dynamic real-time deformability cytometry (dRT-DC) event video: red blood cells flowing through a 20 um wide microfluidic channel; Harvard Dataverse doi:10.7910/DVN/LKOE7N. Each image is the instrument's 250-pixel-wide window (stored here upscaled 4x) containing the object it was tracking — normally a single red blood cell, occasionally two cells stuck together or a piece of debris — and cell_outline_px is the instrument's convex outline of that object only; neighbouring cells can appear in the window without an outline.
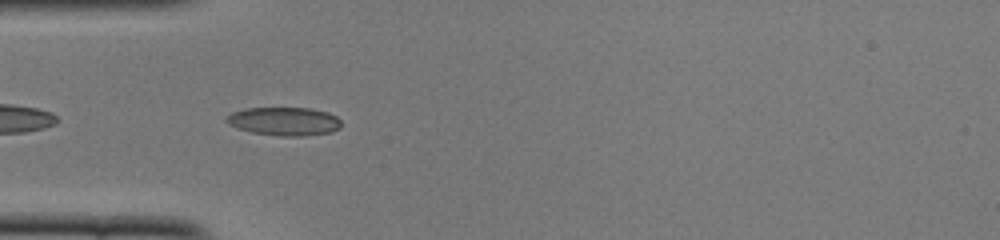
{"species": "common noctule bat (a hibernating species)", "species_latin": "Nyctalus noctula", "temperature_condition": "cold", "stored_images_in_passage": 39, "camera_frame_rate_fps": 3000, "um_per_image_px": 0.085, "animal": {"sex": "female", "body_mass_g": 22.0, "forearm_length_mm": 56.7}, "frame": {"image": 1, "passage_image": 3, "time_ms": 0.667, "image_size_px": [1000, 240], "cell_outline_px": [[340, 128], [332, 132], [304, 136], [280, 136], [252, 132], [228, 124], [224, 120], [232, 112], [248, 108], [312, 108], [328, 112], [336, 116], [340, 120]], "centroid_in_image_um": [24.19, 10.31], "position_along_channel_um": 60.8, "area_um2": 18.96}}
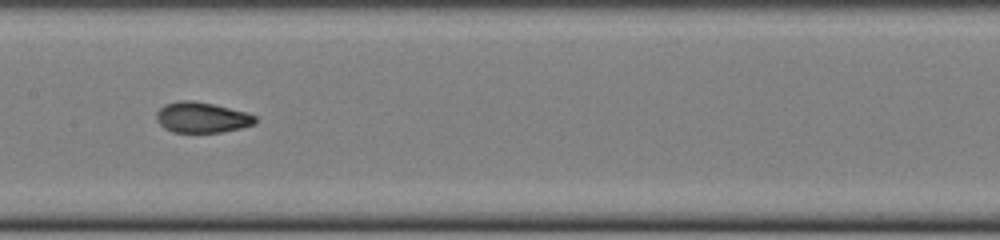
{"frame": {"image": 2, "passage_image": 13, "time_ms": 4.0, "image_size_px": [1000, 240], "cell_outline_px": [[256, 124], [240, 128], [220, 132], [172, 132], [164, 128], [160, 124], [156, 116], [156, 112], [164, 104], [180, 100], [192, 100], [212, 104], [244, 112], [256, 116]], "centroid_in_image_um": [17.13, 9.98], "position_along_channel_um": 190.3, "area_um2": 17.46}}
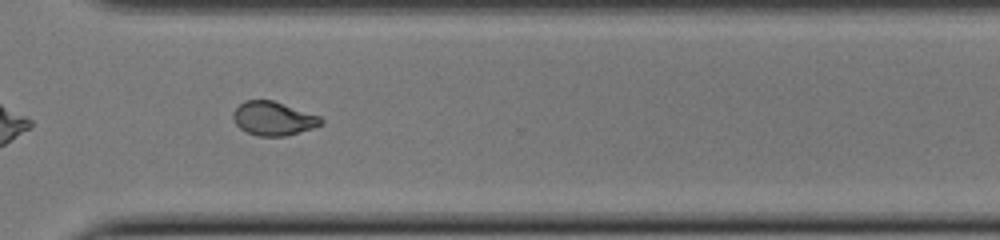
{"frame": {"image": 3, "passage_image": 25, "time_ms": 8.0, "image_size_px": [1000, 240], "cell_outline_px": [[324, 124], [312, 128], [284, 136], [260, 136], [248, 132], [240, 128], [236, 124], [232, 116], [232, 112], [244, 100], [272, 100], [320, 116], [324, 120]], "centroid_in_image_um": [23.24, 10.07], "position_along_channel_um": 347.4, "area_um2": 17.17}, "authors_computed_cell_mechanics": {"area_um2": 17.6868, "velocity_mm_per_s": 3.928, "shape_relaxation_time_tau1_ms": null, "shape_relaxation_time_tau2_ms": 1.534, "deformation_change_tau1": null, "deformation_change_tau2": 0.0714}}